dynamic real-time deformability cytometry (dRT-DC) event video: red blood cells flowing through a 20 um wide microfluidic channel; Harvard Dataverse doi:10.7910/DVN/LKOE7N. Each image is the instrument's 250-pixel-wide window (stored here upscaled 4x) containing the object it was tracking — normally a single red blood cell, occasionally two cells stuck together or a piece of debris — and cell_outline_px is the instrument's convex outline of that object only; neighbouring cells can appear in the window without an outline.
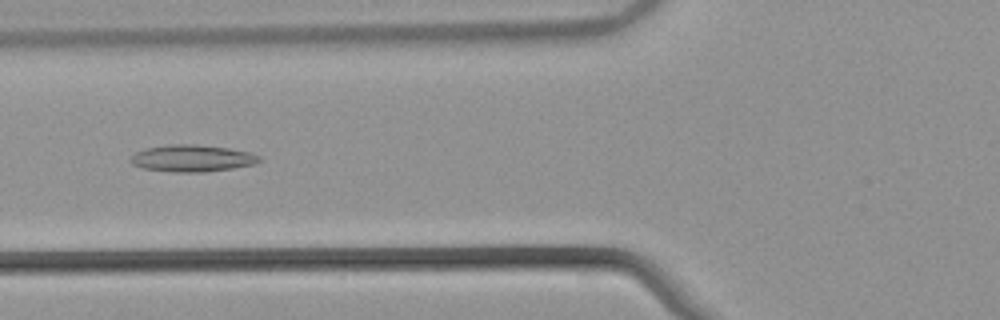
{"species": "common noctule bat (a hibernating species)", "species_latin": "Nyctalus noctula", "temperature_condition": "warm", "stored_images_in_passage": 42, "camera_frame_rate_fps": 3000, "um_per_image_px": 0.085, "animal": {"sex": "male", "body_mass_g": 21.5, "forearm_length_mm": 52.0}, "frame": {"image": 1, "passage_image": 10, "time_ms": 3.0, "image_size_px": [1000, 320], "cell_outline_px": [[260, 160], [256, 164], [232, 168], [204, 172], [172, 172], [144, 168], [132, 164], [128, 160], [136, 152], [144, 148], [168, 144], [196, 144], [228, 148], [248, 152], [260, 156]], "centroid_in_image_um": [16.3, 13.45], "position_along_channel_um": 109.5, "area_um2": 20.17}}
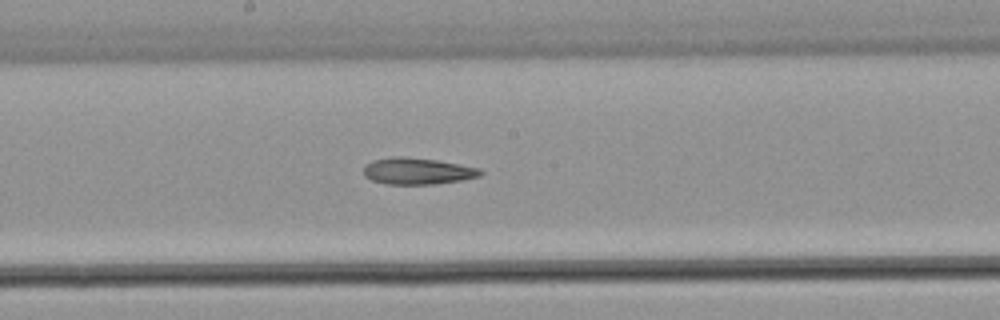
{"frame": {"image": 2, "passage_image": 18, "time_ms": 5.667, "image_size_px": [1000, 320], "cell_outline_px": [[484, 172], [480, 176], [460, 180], [436, 184], [388, 184], [372, 180], [364, 176], [364, 164], [372, 160], [392, 156], [400, 156], [436, 160], [480, 168]], "centroid_in_image_um": [35.46, 14.54], "position_along_channel_um": 212.7, "area_um2": 18.09}}
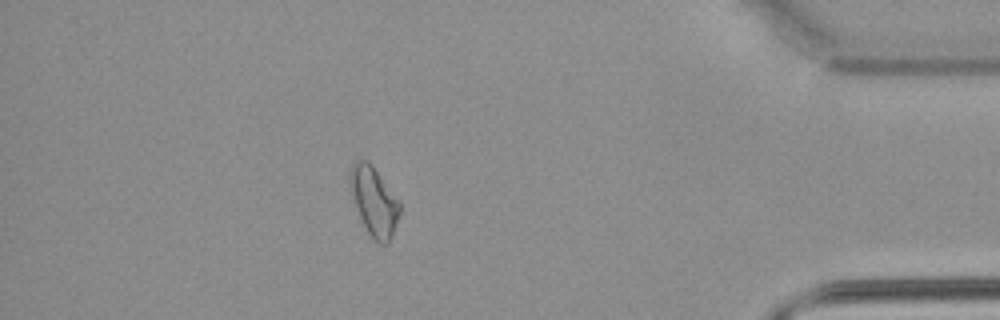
{"frame": {"image": 3, "passage_image": 36, "time_ms": 11.667, "image_size_px": [1000, 320], "cell_outline_px": [[400, 212], [392, 236], [388, 244], [380, 244], [368, 232], [360, 216], [352, 192], [352, 164], [356, 160], [368, 160], [372, 164], [400, 204]], "centroid_in_image_um": [31.83, 17.13], "position_along_channel_um": 403.4, "area_um2": 18.9}}